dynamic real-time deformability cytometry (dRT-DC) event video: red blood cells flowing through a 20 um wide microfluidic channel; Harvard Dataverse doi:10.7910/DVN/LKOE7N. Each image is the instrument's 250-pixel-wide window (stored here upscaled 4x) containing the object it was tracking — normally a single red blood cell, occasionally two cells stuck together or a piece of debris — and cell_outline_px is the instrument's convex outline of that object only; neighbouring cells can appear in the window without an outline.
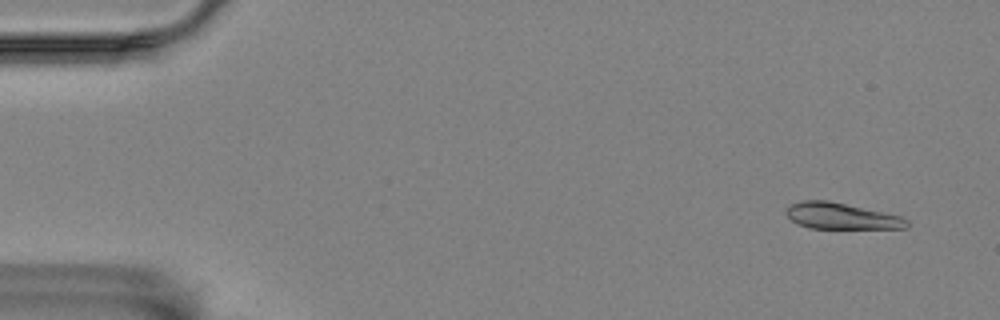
{"species": "Egyptian fruit bat (a non-hibernating species)", "species_latin": "Rousettus aegyptiacus", "temperature_condition": "room temperature", "stored_images_in_passage": 8, "camera_frame_rate_fps": 3000, "um_per_image_px": 0.085, "animal": {"sex": "female"}, "frame": {"image": 1, "passage_image": 1, "time_ms": 0.0, "image_size_px": [1000, 320], "cell_outline_px": [[908, 228], [808, 228], [796, 224], [784, 212], [792, 204], [804, 200], [828, 200], [900, 216], [908, 220]], "centroid_in_image_um": [71.48, 18.37], "position_along_channel_um": 13.5, "area_um2": 18.21}}
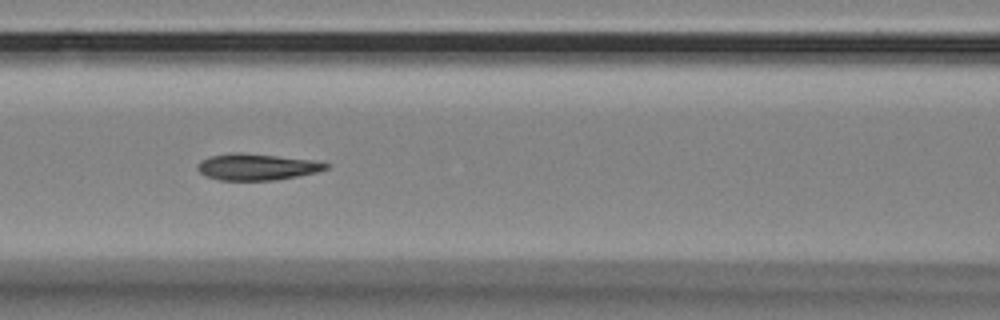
{"frame": {"image": 2, "passage_image": 7, "time_ms": 7.0, "image_size_px": [1000, 320], "cell_outline_px": [[332, 164], [328, 168], [316, 172], [276, 180], [220, 180], [204, 176], [196, 168], [196, 164], [200, 160], [208, 156], [232, 152], [240, 152], [312, 160]], "centroid_in_image_um": [21.77, 14.18], "position_along_channel_um": 144.8, "area_um2": 19.88}}
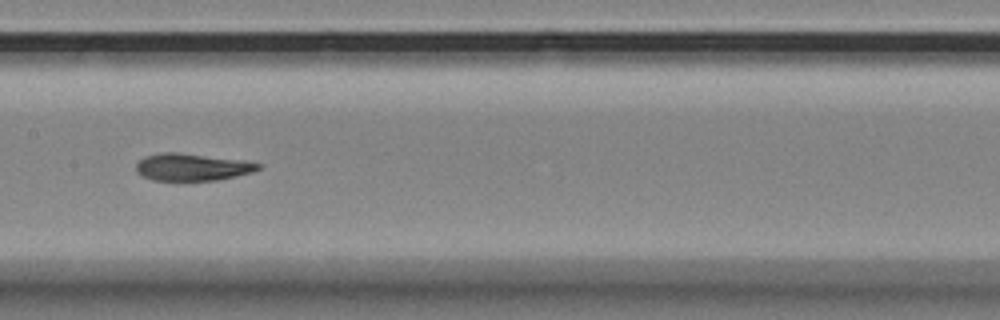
{"frame": {"image": 3, "passage_image": 8, "time_ms": 8.333, "image_size_px": [1000, 320], "cell_outline_px": [[264, 164], [260, 168], [252, 172], [236, 176], [216, 180], [152, 180], [136, 172], [136, 164], [144, 156], [160, 152], [176, 152], [244, 160]], "centroid_in_image_um": [16.34, 14.19], "position_along_channel_um": 191.1, "area_um2": 19.36}}